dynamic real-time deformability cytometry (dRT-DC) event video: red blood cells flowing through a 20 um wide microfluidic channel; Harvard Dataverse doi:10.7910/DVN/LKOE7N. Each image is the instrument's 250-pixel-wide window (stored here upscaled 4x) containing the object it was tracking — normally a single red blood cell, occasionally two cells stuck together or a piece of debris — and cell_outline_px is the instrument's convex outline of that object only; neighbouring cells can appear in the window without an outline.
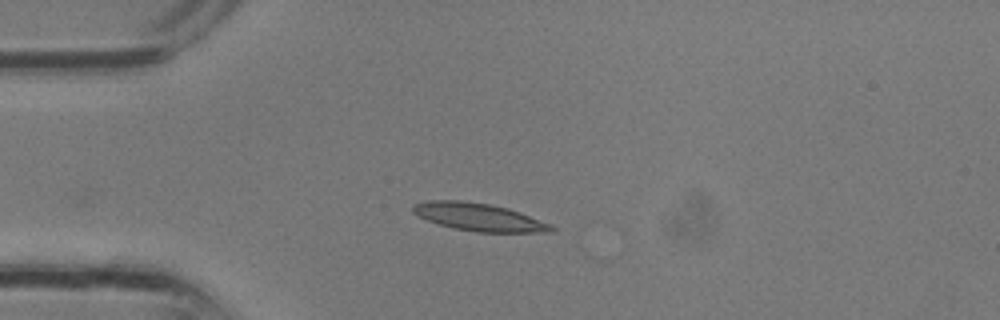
{"species": "common noctule bat (a hibernating species)", "species_latin": "Nyctalus noctula", "temperature_condition": "room temperature", "stored_images_in_passage": 17, "camera_frame_rate_fps": 3000, "um_per_image_px": 0.085, "animal": {"sex": "male", "body_mass_g": 13.3}, "frame": {"image": 1, "passage_image": 8, "time_ms": 2.333, "image_size_px": [1000, 320], "cell_outline_px": [[556, 228], [552, 232], [476, 232], [452, 228], [428, 220], [412, 212], [412, 204], [428, 200], [460, 200], [488, 204], [508, 208], [520, 212], [552, 224]], "centroid_in_image_um": [40.72, 18.45], "position_along_channel_um": 44.3, "area_um2": 22.37}}
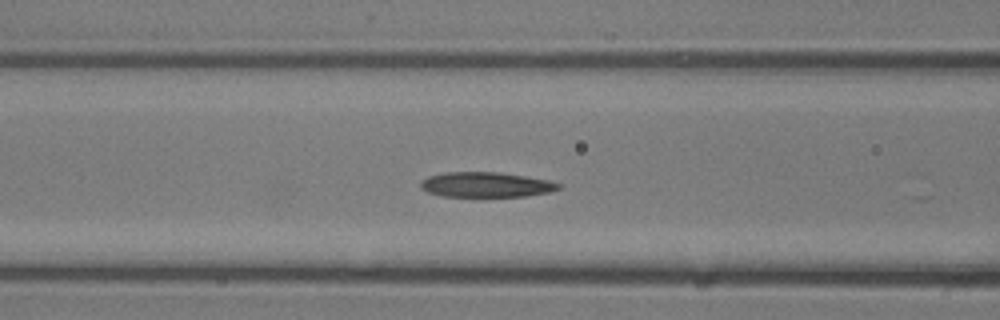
{"frame": {"image": 2, "passage_image": 13, "time_ms": 4.0, "image_size_px": [1000, 320], "cell_outline_px": [[560, 188], [548, 192], [524, 196], [444, 196], [428, 192], [420, 188], [420, 180], [428, 176], [444, 172], [500, 172], [548, 180], [560, 184]], "centroid_in_image_um": [41.26, 15.69], "position_along_channel_um": 125.3, "area_um2": 20.0}}
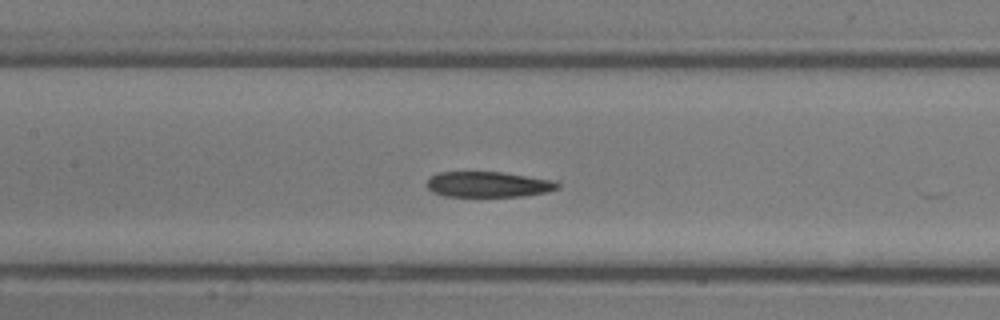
{"frame": {"image": 3, "passage_image": 15, "time_ms": 4.667, "image_size_px": [1000, 320], "cell_outline_px": [[560, 188], [548, 192], [524, 196], [444, 196], [432, 192], [424, 184], [428, 176], [436, 172], [500, 172], [556, 180], [560, 184]], "centroid_in_image_um": [41.48, 15.67], "position_along_channel_um": 165.9, "area_um2": 19.83}}